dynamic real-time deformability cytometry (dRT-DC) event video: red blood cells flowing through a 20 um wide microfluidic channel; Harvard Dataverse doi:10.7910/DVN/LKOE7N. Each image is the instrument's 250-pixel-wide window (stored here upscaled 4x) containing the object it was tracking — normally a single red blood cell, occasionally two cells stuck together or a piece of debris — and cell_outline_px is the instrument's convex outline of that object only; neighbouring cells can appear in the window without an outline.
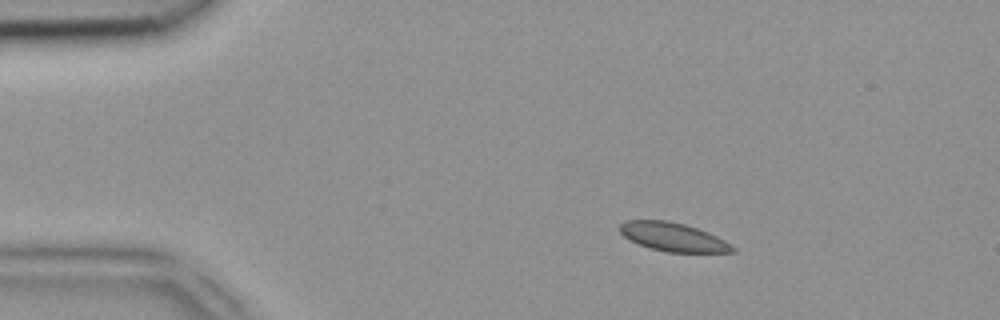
{"species": "common noctule bat (a hibernating species)", "species_latin": "Nyctalus noctula", "temperature_condition": "room temperature", "stored_images_in_passage": 4, "camera_frame_rate_fps": 3000, "um_per_image_px": 0.085, "animal": {"sex": "female", "body_mass_g": 18.4}, "frame": {"image": 1, "passage_image": 3, "time_ms": 0.667, "image_size_px": [1000, 320], "cell_outline_px": [[736, 252], [664, 252], [648, 248], [628, 240], [620, 232], [620, 224], [624, 220], [668, 220], [684, 224], [708, 232], [724, 240], [736, 248]], "centroid_in_image_um": [57.18, 20.14], "position_along_channel_um": 27.8, "area_um2": 18.9}}
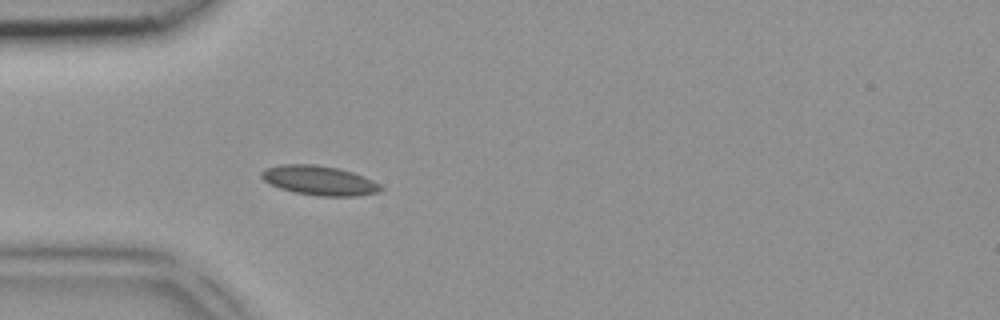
{"frame": {"image": 2, "passage_image": 4, "time_ms": 1.0, "image_size_px": [1000, 320], "cell_outline_px": [[384, 188], [380, 192], [360, 196], [316, 196], [292, 192], [268, 184], [260, 176], [260, 172], [264, 168], [280, 164], [316, 164], [340, 168], [364, 176], [380, 184]], "centroid_in_image_um": [27.13, 15.34], "position_along_channel_um": 57.9, "area_um2": 20.92}}